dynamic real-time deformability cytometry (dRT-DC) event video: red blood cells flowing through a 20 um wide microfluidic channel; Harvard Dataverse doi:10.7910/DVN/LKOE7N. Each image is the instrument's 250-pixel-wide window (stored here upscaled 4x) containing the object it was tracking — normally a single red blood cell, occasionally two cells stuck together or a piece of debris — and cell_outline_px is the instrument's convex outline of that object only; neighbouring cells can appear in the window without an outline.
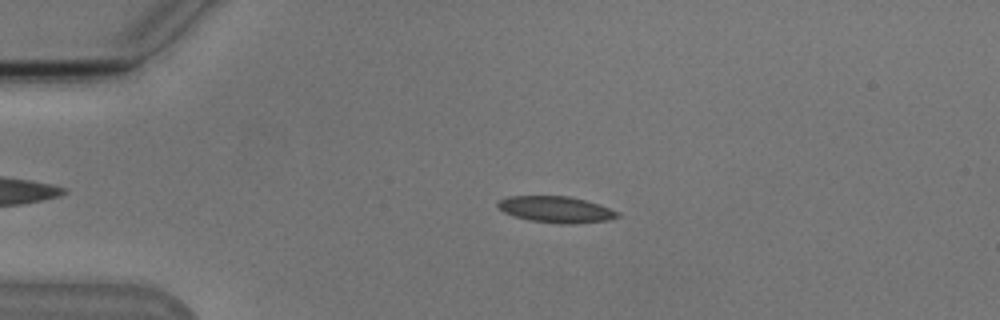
{"species": "Egyptian fruit bat (a non-hibernating species)", "species_latin": "Rousettus aegyptiacus", "temperature_condition": "cold", "stored_images_in_passage": 46, "camera_frame_rate_fps": 3000, "um_per_image_px": 0.085, "animal": {"sex": "male"}, "frame": {"image": 1, "passage_image": 5, "time_ms": 1.333, "image_size_px": [1000, 320], "cell_outline_px": [[620, 216], [608, 220], [572, 224], [560, 224], [528, 220], [504, 212], [496, 204], [500, 200], [508, 196], [568, 196], [600, 204], [620, 212]], "centroid_in_image_um": [47.29, 17.81], "position_along_channel_um": 37.7, "area_um2": 18.32}}
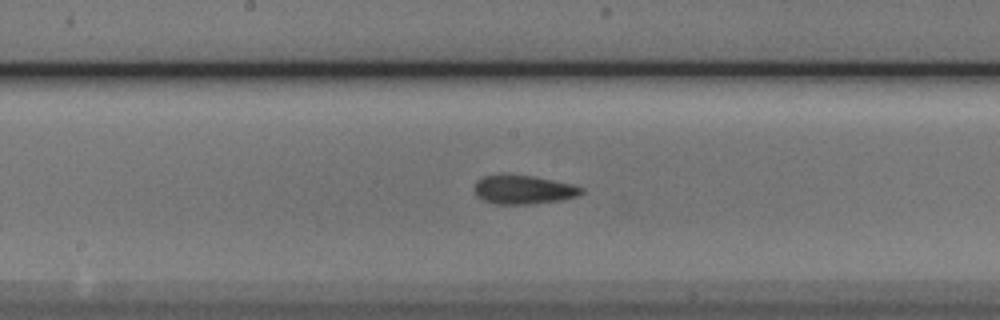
{"frame": {"image": 2, "passage_image": 21, "time_ms": 6.667, "image_size_px": [1000, 320], "cell_outline_px": [[584, 192], [576, 196], [560, 200], [528, 204], [496, 204], [484, 200], [476, 196], [472, 188], [476, 180], [484, 176], [500, 172], [532, 176], [572, 184], [584, 188]], "centroid_in_image_um": [44.41, 16.09], "position_along_channel_um": 203.8, "area_um2": 18.38}}
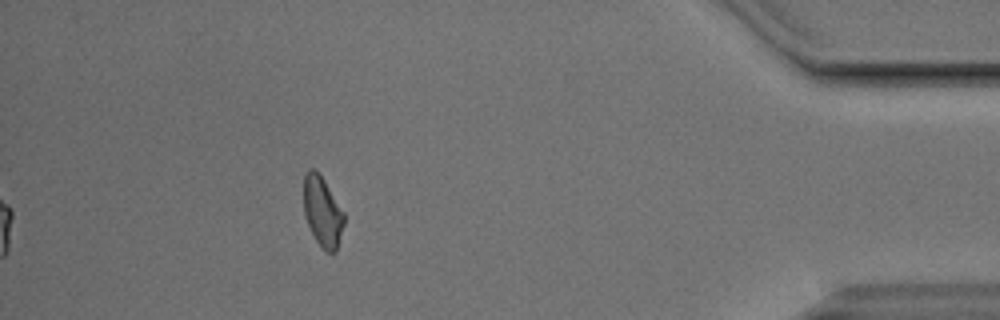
{"frame": {"image": 3, "passage_image": 41, "time_ms": 13.333, "image_size_px": [1000, 320], "cell_outline_px": [[344, 224], [336, 252], [328, 252], [316, 240], [304, 216], [304, 176], [308, 168], [316, 168], [320, 172], [344, 212]], "centroid_in_image_um": [27.41, 17.92], "position_along_channel_um": 407.8, "area_um2": 16.53}, "authors_computed_cell_mechanics": {"area_um2": 17.6579, "velocity_mm_per_s": 3.8187, "shape_relaxation_time_tau1_ms": 6.433, "shape_relaxation_time_tau2_ms": 3.9906, "deformation_change_tau1": 0.1456, "deformation_change_tau2": 0.1013}}